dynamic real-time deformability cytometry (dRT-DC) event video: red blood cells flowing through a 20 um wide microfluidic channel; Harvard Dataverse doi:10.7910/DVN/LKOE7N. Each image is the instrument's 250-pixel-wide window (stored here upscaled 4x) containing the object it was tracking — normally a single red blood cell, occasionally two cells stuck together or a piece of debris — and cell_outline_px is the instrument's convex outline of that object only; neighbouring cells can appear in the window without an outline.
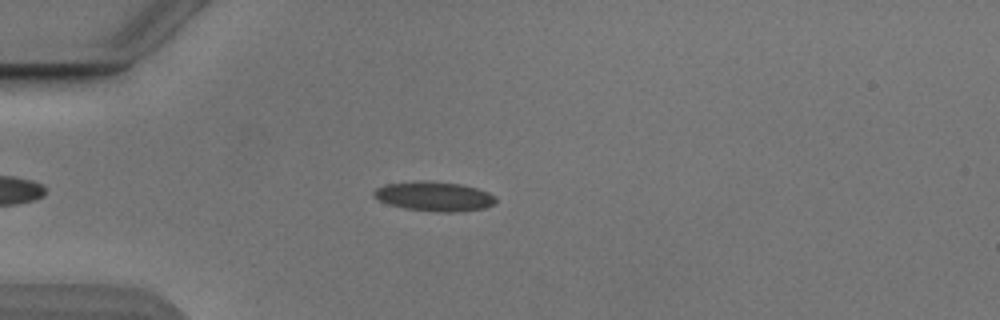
{"species": "Egyptian fruit bat (a non-hibernating species)", "species_latin": "Rousettus aegyptiacus", "temperature_condition": "cold", "stored_images_in_passage": 14, "camera_frame_rate_fps": 3000, "um_per_image_px": 0.085, "animal": {"sex": "male"}, "frame": {"image": 1, "passage_image": 10, "time_ms": 3.0, "image_size_px": [1000, 320], "cell_outline_px": [[496, 200], [492, 204], [484, 208], [452, 212], [436, 212], [404, 208], [388, 204], [372, 196], [372, 192], [376, 188], [384, 184], [412, 180], [432, 180], [460, 184], [476, 188], [488, 192], [496, 196]], "centroid_in_image_um": [36.85, 16.67], "position_along_channel_um": 48.1, "area_um2": 21.21}}